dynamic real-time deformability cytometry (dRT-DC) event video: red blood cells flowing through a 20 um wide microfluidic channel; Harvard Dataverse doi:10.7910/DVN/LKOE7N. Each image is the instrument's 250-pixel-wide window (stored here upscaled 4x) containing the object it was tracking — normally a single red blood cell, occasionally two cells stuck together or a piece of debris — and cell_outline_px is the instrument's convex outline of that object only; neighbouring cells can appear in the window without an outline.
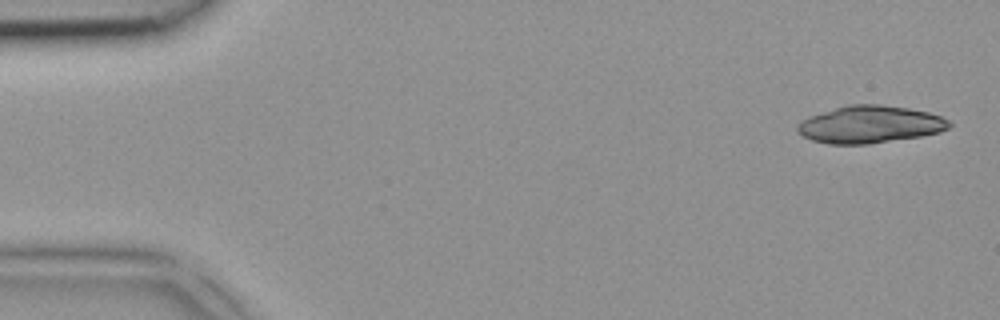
{"species": "common noctule bat (a hibernating species)", "species_latin": "Nyctalus noctula", "temperature_condition": "room temperature", "stored_images_in_passage": 5, "camera_frame_rate_fps": 3000, "um_per_image_px": 0.085, "animal": {"sex": "female", "body_mass_g": 18.4}, "frame": {"image": 1, "passage_image": 1, "time_ms": 0.0, "image_size_px": [1000, 320], "cell_outline_px": [[952, 124], [948, 128], [940, 132], [920, 136], [868, 144], [828, 144], [812, 140], [796, 132], [796, 124], [800, 120], [808, 116], [848, 104], [880, 104], [908, 108], [928, 112], [940, 116], [948, 120]], "centroid_in_image_um": [73.9, 10.57], "position_along_channel_um": 11.1, "area_um2": 33.12}}